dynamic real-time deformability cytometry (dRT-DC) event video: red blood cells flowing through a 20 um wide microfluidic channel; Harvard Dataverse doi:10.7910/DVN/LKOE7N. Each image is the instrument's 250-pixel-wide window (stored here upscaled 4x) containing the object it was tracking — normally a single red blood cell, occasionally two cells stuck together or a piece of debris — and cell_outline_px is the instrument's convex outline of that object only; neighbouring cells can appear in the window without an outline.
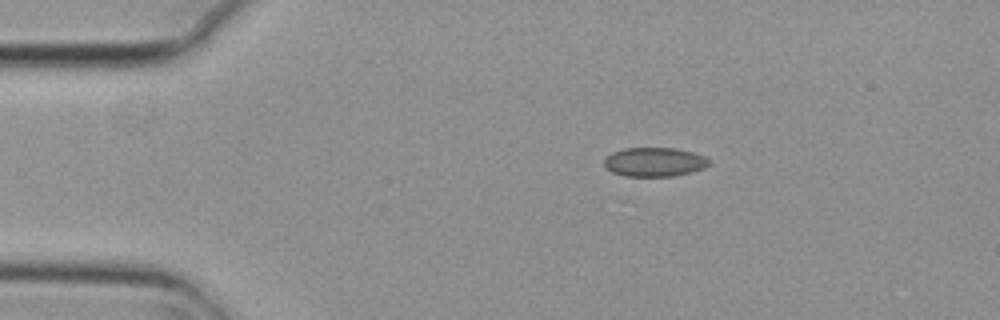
{"species": "common noctule bat (a hibernating species)", "species_latin": "Nyctalus noctula", "temperature_condition": "cold", "stored_images_in_passage": 2, "camera_frame_rate_fps": 3000, "um_per_image_px": 0.085, "animal": {"sex": "female", "body_mass_g": 29.2, "forearm_length_mm": 56.3}, "frame": {"image": 1, "passage_image": 1, "time_ms": 0.0, "image_size_px": [1000, 320], "cell_outline_px": [[712, 160], [704, 168], [692, 172], [672, 176], [624, 176], [612, 172], [604, 164], [604, 156], [612, 152], [624, 148], [676, 148], [692, 152], [704, 156]], "centroid_in_image_um": [55.62, 13.76], "position_along_channel_um": 29.4, "area_um2": 17.86}}